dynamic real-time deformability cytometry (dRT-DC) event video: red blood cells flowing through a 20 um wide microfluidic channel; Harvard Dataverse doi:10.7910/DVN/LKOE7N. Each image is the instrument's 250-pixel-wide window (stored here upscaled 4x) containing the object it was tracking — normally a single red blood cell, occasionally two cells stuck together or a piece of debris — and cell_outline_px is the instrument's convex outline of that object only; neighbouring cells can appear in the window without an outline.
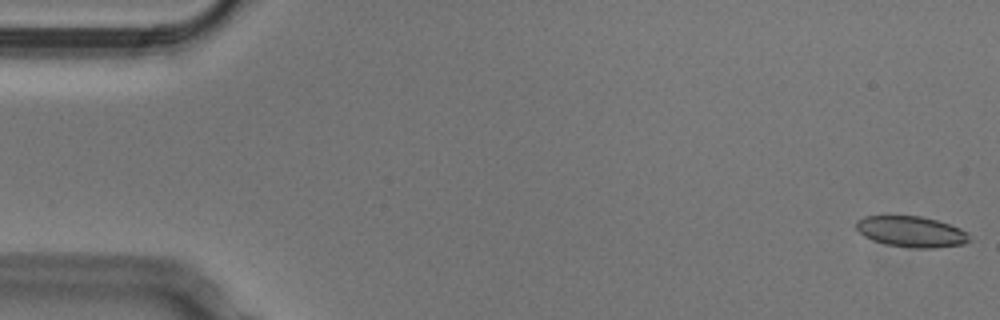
{"species": "Egyptian fruit bat (a non-hibernating species)", "species_latin": "Rousettus aegyptiacus", "temperature_condition": "cold", "stored_images_in_passage": 52, "camera_frame_rate_fps": 3000, "um_per_image_px": 0.085, "animal": {"sex": "male"}, "frame": {"image": 1, "passage_image": 1, "time_ms": 0.0, "image_size_px": [1000, 320], "cell_outline_px": [[972, 240], [964, 244], [936, 248], [908, 248], [884, 244], [872, 240], [864, 236], [856, 228], [856, 220], [864, 216], [920, 216], [936, 220], [960, 228], [968, 232]], "centroid_in_image_um": [77.47, 19.7], "position_along_channel_um": 7.5, "area_um2": 20.58}}
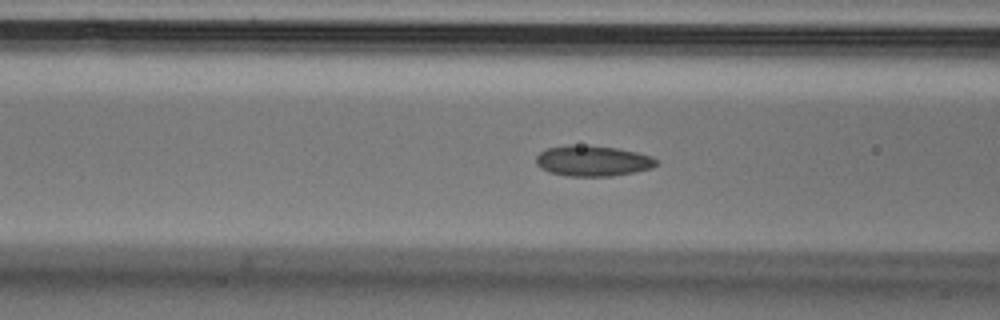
{"frame": {"image": 2, "passage_image": 20, "time_ms": 6.333, "image_size_px": [1000, 320], "cell_outline_px": [[656, 164], [652, 168], [636, 172], [612, 176], [568, 176], [548, 172], [540, 168], [536, 164], [536, 156], [540, 152], [548, 148], [568, 144], [572, 144], [616, 148], [636, 152], [652, 156], [656, 160]], "centroid_in_image_um": [50.35, 13.68], "position_along_channel_um": 116.2, "area_um2": 21.5}}
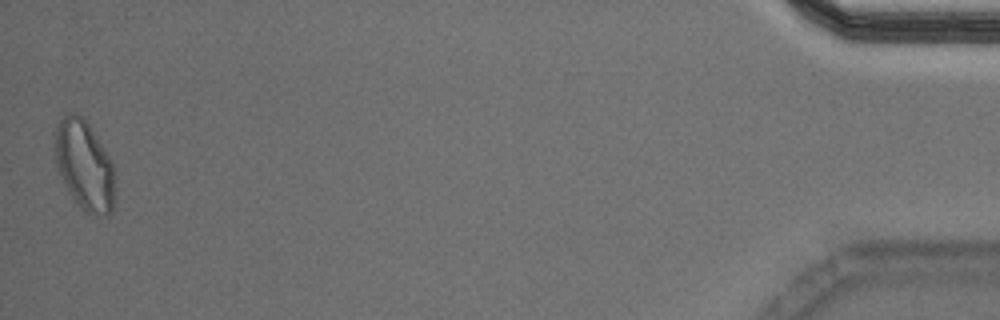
{"frame": {"image": 3, "passage_image": 52, "time_ms": 17.0, "image_size_px": [1000, 320], "cell_outline_px": [[116, 176], [112, 212], [108, 216], [92, 216], [84, 212], [72, 200], [64, 184], [56, 164], [52, 148], [52, 144], [56, 128], [64, 112], [76, 112], [84, 116], [112, 160]], "centroid_in_image_um": [7.16, 14.05], "position_along_channel_um": 428.0, "area_um2": 32.71}, "authors_computed_cell_mechanics": {"area_um2": 21.386, "velocity_mm_per_s": 3.7903, "shape_relaxation_time_tau1_ms": 7.9637, "shape_relaxation_time_tau2_ms": 2.3855, "deformation_change_tau1": 0.1374, "deformation_change_tau2": 0.067}}